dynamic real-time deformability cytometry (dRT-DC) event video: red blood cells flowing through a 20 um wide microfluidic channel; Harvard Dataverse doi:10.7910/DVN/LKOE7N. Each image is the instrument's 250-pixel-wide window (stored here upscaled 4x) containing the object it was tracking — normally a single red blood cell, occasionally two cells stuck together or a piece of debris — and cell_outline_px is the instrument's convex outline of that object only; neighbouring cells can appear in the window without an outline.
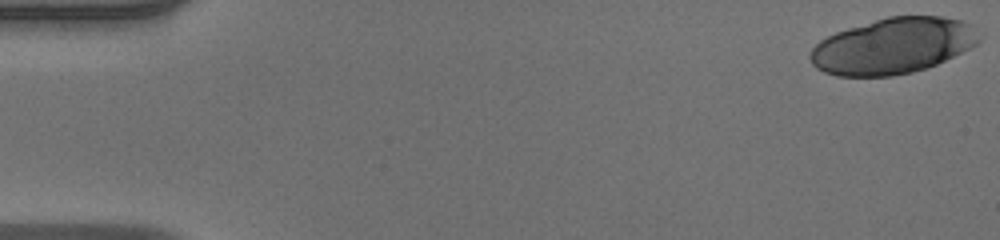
{"species": "human", "species_latin": "Homo sapiens", "temperature_condition": "warm", "stored_images_in_passage": 51, "segment_of_instrument_passage": [1, 2], "camera_frame_rate_fps": 3000, "um_per_image_px": 0.085, "donor": {"sex": "male"}, "frame": {"image": 1, "passage_image": 1, "time_ms": 0.0, "image_size_px": [1000, 240], "cell_outline_px": [[980, 40], [972, 48], [928, 68], [912, 72], [892, 76], [836, 76], [824, 72], [816, 68], [812, 64], [808, 56], [812, 48], [820, 40], [836, 32], [848, 28], [888, 16], [944, 16], [964, 20], [972, 24], [980, 36]], "centroid_in_image_um": [75.93, 3.9], "position_along_channel_um": 9.1, "area_um2": 55.37}}
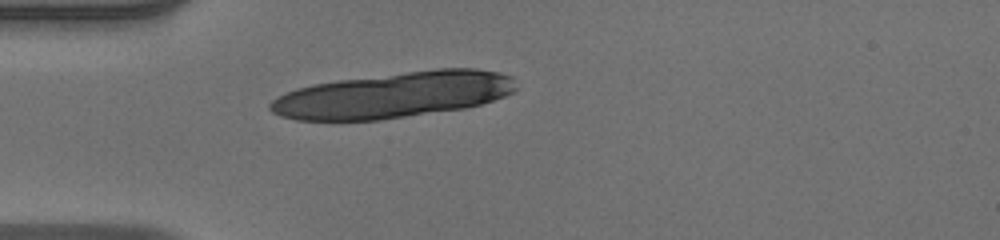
{"frame": {"image": 2, "passage_image": 15, "time_ms": 4.667, "image_size_px": [1000, 240], "cell_outline_px": [[516, 88], [512, 92], [504, 96], [480, 104], [464, 108], [380, 120], [296, 120], [280, 116], [272, 112], [268, 108], [268, 104], [276, 96], [296, 88], [312, 84], [340, 80], [436, 68], [476, 68], [500, 72], [512, 76]], "centroid_in_image_um": [33.43, 8.07], "position_along_channel_um": 51.6, "area_um2": 65.55}}